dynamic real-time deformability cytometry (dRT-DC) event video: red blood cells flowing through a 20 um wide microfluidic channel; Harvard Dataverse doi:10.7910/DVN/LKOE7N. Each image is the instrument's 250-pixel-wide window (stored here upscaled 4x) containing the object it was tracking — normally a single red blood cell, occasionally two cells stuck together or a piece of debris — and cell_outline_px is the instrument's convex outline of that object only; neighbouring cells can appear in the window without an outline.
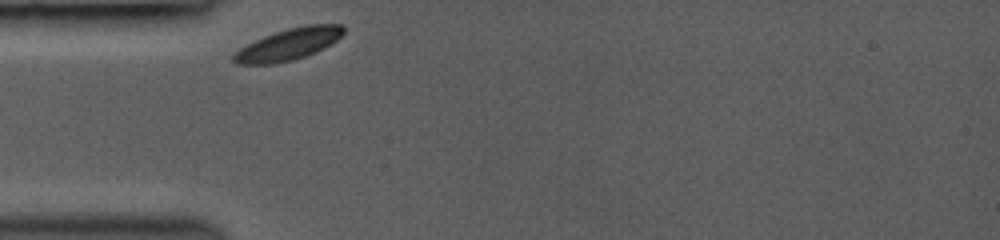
{"species": "common noctule bat (a hibernating species)", "species_latin": "Nyctalus noctula", "temperature_condition": "room temperature", "stored_images_in_passage": 3, "camera_frame_rate_fps": 3000, "um_per_image_px": 0.085, "animal": {"sex": "female", "body_mass_g": 19.0, "forearm_length_mm": 53.3}, "frame": {"image": 1, "passage_image": 1, "time_ms": 0.0, "image_size_px": [1000, 240], "cell_outline_px": [[344, 32], [336, 40], [324, 48], [316, 52], [292, 60], [272, 64], [236, 64], [232, 60], [232, 56], [240, 48], [264, 36], [288, 28], [308, 24], [340, 24], [344, 28]], "centroid_in_image_um": [24.52, 3.76], "position_along_channel_um": 60.5, "area_um2": 20.0}}
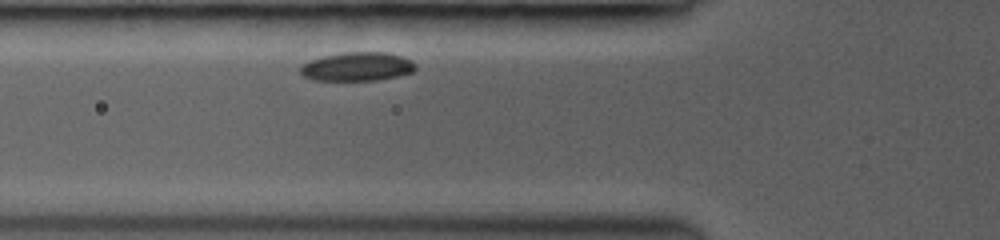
{"frame": {"image": 2, "passage_image": 3, "time_ms": 1.0, "image_size_px": [1000, 240], "cell_outline_px": [[416, 68], [412, 72], [396, 76], [376, 80], [312, 80], [304, 76], [300, 72], [300, 68], [304, 64], [312, 60], [324, 56], [344, 52], [388, 52], [404, 56], [412, 60], [416, 64]], "centroid_in_image_um": [30.41, 5.65], "position_along_channel_um": 95.4, "area_um2": 19.25}}